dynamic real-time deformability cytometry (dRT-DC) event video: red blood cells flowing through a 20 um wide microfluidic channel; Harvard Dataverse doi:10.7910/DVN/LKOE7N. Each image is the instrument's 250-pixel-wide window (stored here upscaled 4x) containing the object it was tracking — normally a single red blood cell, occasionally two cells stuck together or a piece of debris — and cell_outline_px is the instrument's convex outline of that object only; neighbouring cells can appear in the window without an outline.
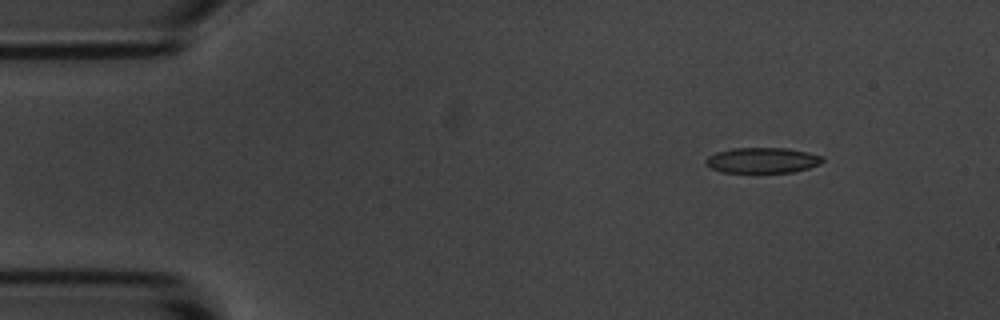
{"species": "common noctule bat (a hibernating species)", "species_latin": "Nyctalus noctula", "temperature_condition": "room temperature", "stored_images_in_passage": 9, "camera_frame_rate_fps": 3000, "um_per_image_px": 0.085, "animal": {"sex": "male", "body_mass_g": 20.1, "forearm_length_mm": 53.5}, "frame": {"image": 1, "passage_image": 2, "time_ms": 2.0, "image_size_px": [1000, 320], "cell_outline_px": [[824, 160], [820, 164], [808, 168], [792, 172], [720, 172], [704, 164], [704, 160], [708, 156], [716, 152], [732, 148], [788, 148], [808, 152], [824, 156]], "centroid_in_image_um": [64.8, 13.62], "position_along_channel_um": 20.2, "area_um2": 17.46}}
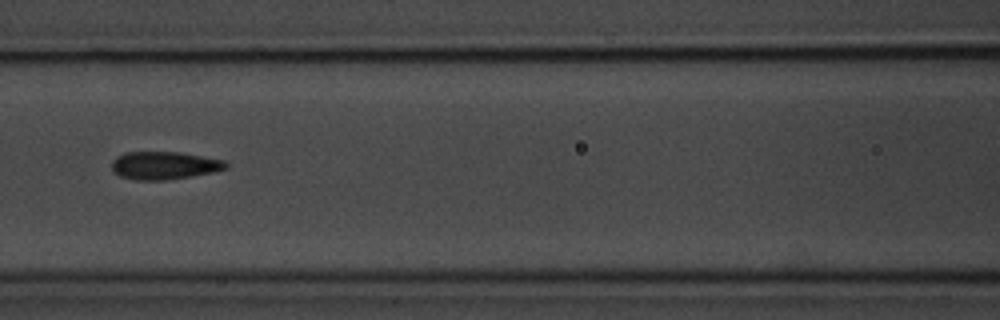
{"frame": {"image": 2, "passage_image": 7, "time_ms": 7.667, "image_size_px": [1000, 320], "cell_outline_px": [[228, 168], [212, 172], [192, 176], [168, 180], [136, 180], [120, 176], [112, 168], [112, 160], [116, 156], [124, 152], [180, 152], [224, 160], [228, 164]], "centroid_in_image_um": [13.96, 14.06], "position_along_channel_um": 152.6, "area_um2": 18.55}}
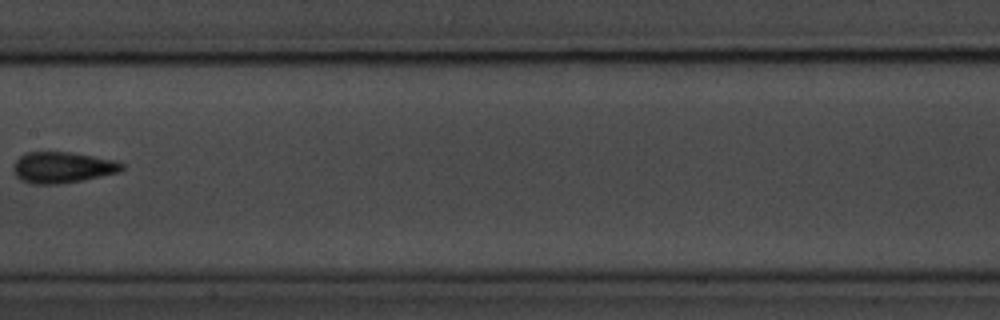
{"frame": {"image": 3, "passage_image": 8, "time_ms": 9.0, "image_size_px": [1000, 320], "cell_outline_px": [[124, 168], [120, 172], [60, 184], [32, 184], [20, 180], [16, 176], [12, 168], [16, 160], [20, 156], [28, 152], [72, 152], [116, 160], [124, 164]], "centroid_in_image_um": [5.31, 14.23], "position_along_channel_um": 202.1, "area_um2": 19.71}}